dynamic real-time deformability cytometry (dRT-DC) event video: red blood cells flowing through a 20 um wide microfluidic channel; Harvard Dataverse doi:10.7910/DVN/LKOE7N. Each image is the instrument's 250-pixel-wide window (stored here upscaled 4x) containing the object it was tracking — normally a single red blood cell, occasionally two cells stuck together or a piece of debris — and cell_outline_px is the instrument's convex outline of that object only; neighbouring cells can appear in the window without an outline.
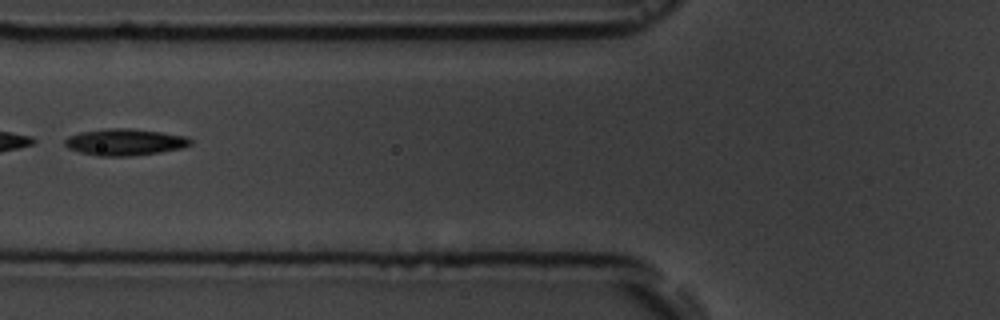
{"species": "common noctule bat (a hibernating species)", "species_latin": "Nyctalus noctula", "temperature_condition": "room temperature", "stored_images_in_passage": 7, "camera_frame_rate_fps": 3000, "um_per_image_px": 0.085, "animal": {"sex": "male", "body_mass_g": 19.5, "forearm_length_mm": 54.6}, "frame": {"image": 1, "passage_image": 7, "time_ms": 7.0, "image_size_px": [1000, 320], "cell_outline_px": [[192, 144], [184, 148], [160, 152], [132, 156], [96, 156], [80, 152], [68, 148], [64, 144], [64, 140], [68, 136], [80, 132], [108, 128], [132, 128], [188, 136], [192, 140]], "centroid_in_image_um": [10.63, 12.08], "position_along_channel_um": 115.2, "area_um2": 19.71}}